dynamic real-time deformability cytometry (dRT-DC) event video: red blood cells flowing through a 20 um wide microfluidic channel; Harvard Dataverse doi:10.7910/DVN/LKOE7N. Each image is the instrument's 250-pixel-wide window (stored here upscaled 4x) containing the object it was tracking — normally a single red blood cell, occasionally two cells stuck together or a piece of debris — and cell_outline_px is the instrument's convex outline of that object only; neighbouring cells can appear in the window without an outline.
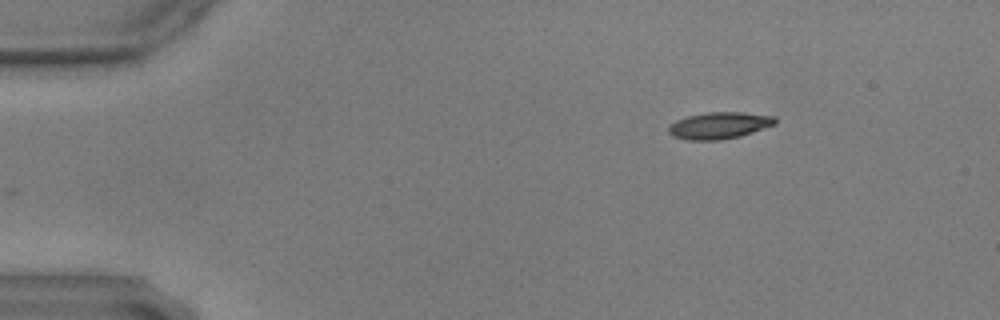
{"species": "common noctule bat (a hibernating species)", "species_latin": "Nyctalus noctula", "temperature_condition": "warm", "stored_images_in_passage": 38, "camera_frame_rate_fps": 3000, "um_per_image_px": 0.085, "animal": {"sex": "male", "body_mass_g": 17.9, "forearm_length_mm": 54.2}, "frame": {"image": 1, "passage_image": 1, "time_ms": 0.0, "image_size_px": [1000, 320], "cell_outline_px": [[776, 124], [740, 136], [720, 140], [688, 140], [672, 136], [668, 132], [668, 128], [676, 120], [688, 116], [708, 112], [740, 112], [776, 116]], "centroid_in_image_um": [61.14, 10.66], "position_along_channel_um": 23.9, "area_um2": 16.53}}
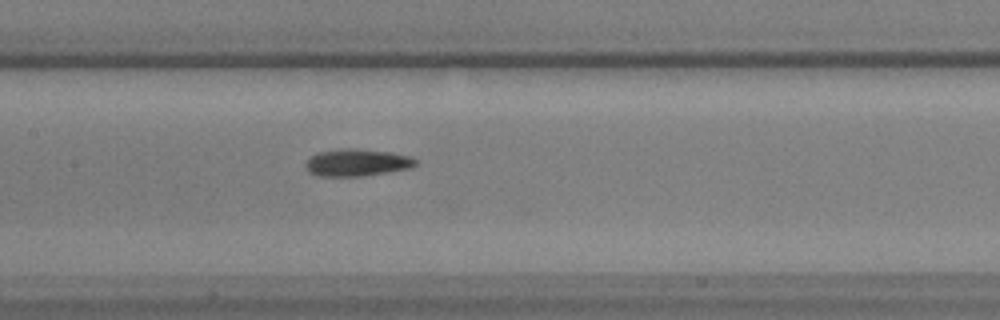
{"frame": {"image": 2, "passage_image": 21, "time_ms": 6.667, "image_size_px": [1000, 320], "cell_outline_px": [[416, 164], [412, 168], [388, 172], [360, 176], [316, 176], [308, 172], [304, 164], [312, 156], [320, 152], [340, 148], [356, 148], [392, 152], [412, 156], [416, 160]], "centroid_in_image_um": [30.36, 13.81], "position_along_channel_um": 177.0, "area_um2": 17.57}}
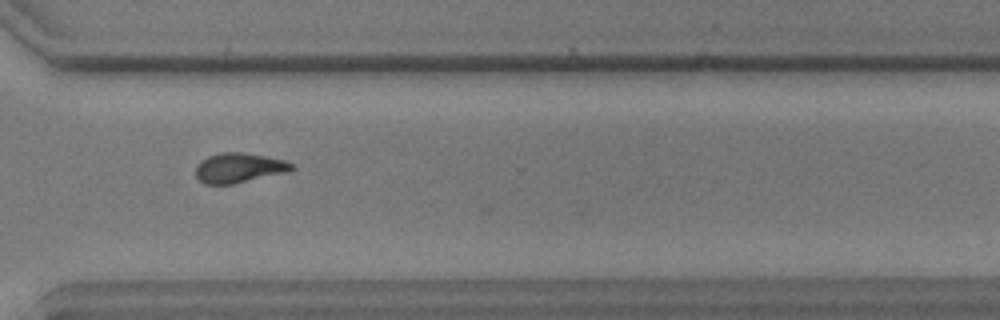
{"frame": {"image": 3, "passage_image": 36, "time_ms": 11.667, "image_size_px": [1000, 320], "cell_outline_px": [[296, 168], [288, 172], [232, 184], [204, 184], [196, 176], [196, 168], [200, 160], [208, 156], [220, 152], [240, 152], [264, 156], [284, 160], [296, 164]], "centroid_in_image_um": [20.34, 14.26], "position_along_channel_um": 350.3, "area_um2": 16.7}}